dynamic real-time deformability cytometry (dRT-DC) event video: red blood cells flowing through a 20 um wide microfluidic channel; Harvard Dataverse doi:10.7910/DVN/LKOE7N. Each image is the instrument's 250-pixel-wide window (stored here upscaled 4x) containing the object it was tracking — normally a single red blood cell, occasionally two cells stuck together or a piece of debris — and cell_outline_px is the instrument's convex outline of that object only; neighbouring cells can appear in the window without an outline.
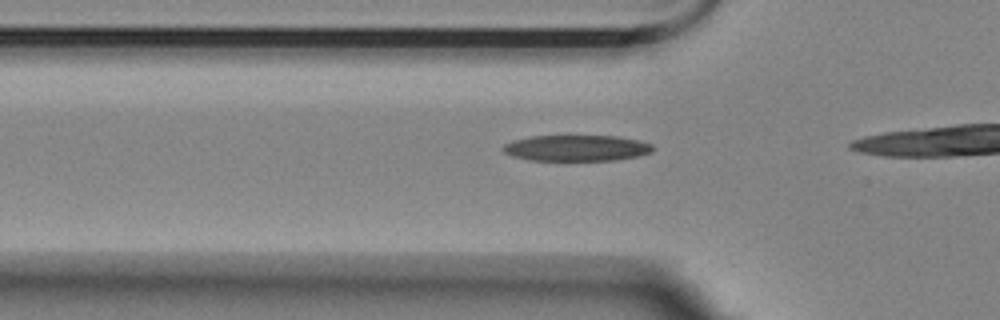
{"species": "Egyptian fruit bat (a non-hibernating species)", "species_latin": "Rousettus aegyptiacus", "temperature_condition": "room temperature", "stored_images_in_passage": 17, "camera_frame_rate_fps": 3000, "um_per_image_px": 0.085, "animal": {"sex": "female"}, "frame": {"image": 1, "passage_image": 12, "time_ms": 3.667, "image_size_px": [1000, 320], "cell_outline_px": [[656, 148], [652, 152], [636, 156], [616, 160], [528, 160], [512, 156], [504, 152], [500, 148], [504, 144], [512, 140], [532, 136], [616, 136], [636, 140], [652, 144]], "centroid_in_image_um": [48.97, 12.58], "position_along_channel_um": 76.8, "area_um2": 22.72}}
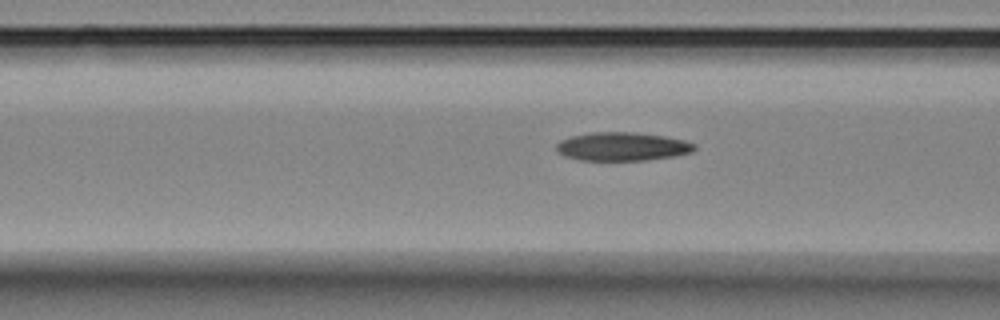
{"frame": {"image": 2, "passage_image": 15, "time_ms": 4.667, "image_size_px": [1000, 320], "cell_outline_px": [[696, 148], [692, 152], [672, 156], [644, 160], [580, 160], [564, 156], [556, 152], [556, 144], [560, 140], [572, 136], [592, 132], [632, 132], [664, 136], [684, 140], [696, 144]], "centroid_in_image_um": [52.86, 12.45], "position_along_channel_um": 113.7, "area_um2": 22.89}}